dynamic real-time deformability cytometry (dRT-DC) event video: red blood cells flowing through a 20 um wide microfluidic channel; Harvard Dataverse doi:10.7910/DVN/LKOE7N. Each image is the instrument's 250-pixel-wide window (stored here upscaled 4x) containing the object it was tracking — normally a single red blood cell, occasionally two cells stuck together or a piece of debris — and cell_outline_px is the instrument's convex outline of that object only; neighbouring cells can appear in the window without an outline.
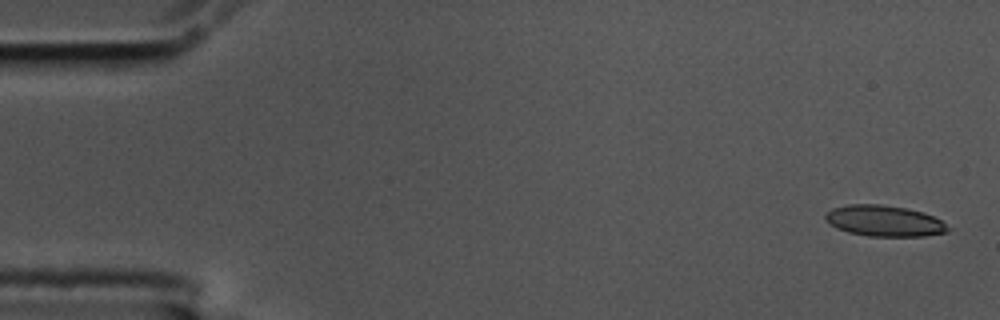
{"species": "common noctule bat (a hibernating species)", "species_latin": "Nyctalus noctula", "temperature_condition": "cold", "stored_images_in_passage": 6, "segment_of_instrument_passage": [3, 3], "camera_frame_rate_fps": 3000, "um_per_image_px": 0.085, "animal": {"sex": "male", "body_mass_g": 17.5, "forearm_length_mm": 52.3}, "frame": {"image": 1, "passage_image": 6, "time_ms": 1.667, "image_size_px": [1000, 320], "cell_outline_px": [[948, 232], [924, 236], [868, 236], [848, 232], [836, 228], [824, 216], [832, 208], [848, 204], [880, 204], [904, 208], [924, 212], [940, 220], [948, 228]], "centroid_in_image_um": [75.15, 18.77], "position_along_channel_um": 9.8, "area_um2": 21.85}}